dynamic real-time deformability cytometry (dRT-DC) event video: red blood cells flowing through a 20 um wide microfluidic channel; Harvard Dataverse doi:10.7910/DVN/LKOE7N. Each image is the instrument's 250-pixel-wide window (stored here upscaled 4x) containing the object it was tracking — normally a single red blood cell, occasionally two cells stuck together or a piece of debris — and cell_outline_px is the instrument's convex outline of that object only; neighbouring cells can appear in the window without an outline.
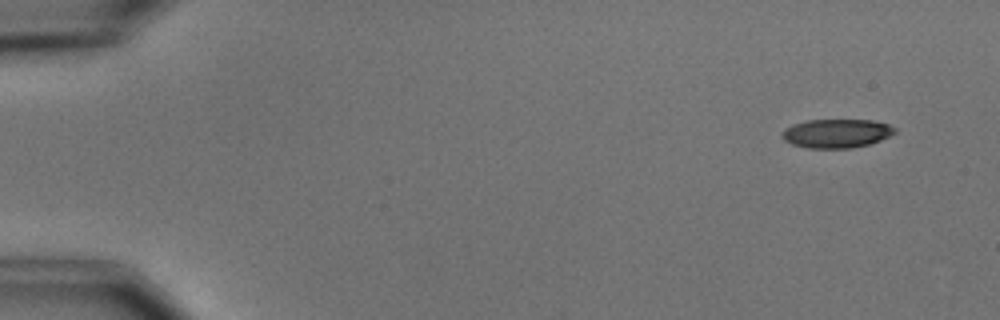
{"species": "common noctule bat (a hibernating species)", "species_latin": "Nyctalus noctula", "temperature_condition": "cold", "stored_images_in_passage": 7, "camera_frame_rate_fps": 3000, "um_per_image_px": 0.085, "animal": {"sex": "male", "body_mass_g": 15.6}, "frame": {"image": 1, "passage_image": 1, "time_ms": 0.0, "image_size_px": [1000, 320], "cell_outline_px": [[896, 132], [880, 140], [868, 144], [848, 148], [808, 148], [792, 144], [784, 140], [780, 136], [780, 132], [784, 128], [792, 124], [808, 120], [872, 120], [888, 124], [896, 128]], "centroid_in_image_um": [71.05, 11.33], "position_along_channel_um": 13.9, "area_um2": 18.96}}